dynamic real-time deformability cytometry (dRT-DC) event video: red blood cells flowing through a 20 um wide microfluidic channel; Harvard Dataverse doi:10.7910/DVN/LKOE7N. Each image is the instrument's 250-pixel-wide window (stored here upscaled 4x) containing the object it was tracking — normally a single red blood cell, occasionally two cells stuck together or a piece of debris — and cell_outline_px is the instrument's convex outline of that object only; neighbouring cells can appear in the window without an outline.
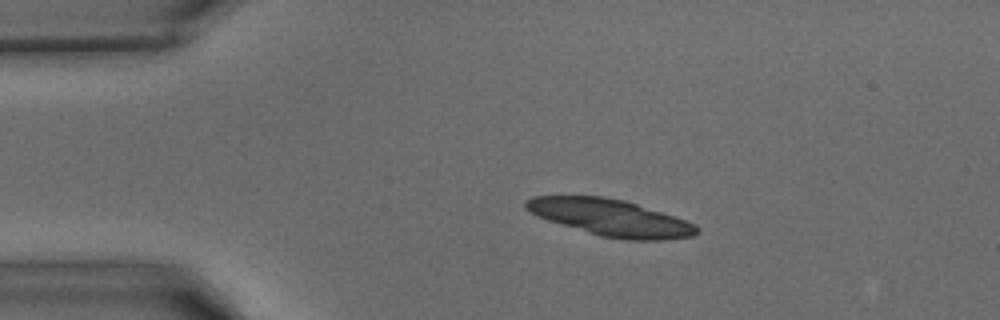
{"species": "common noctule bat (a hibernating species)", "species_latin": "Nyctalus noctula", "temperature_condition": "warm", "stored_images_in_passage": 34, "camera_frame_rate_fps": 3000, "um_per_image_px": 0.085, "animal": {"sex": "male", "body_mass_g": 15.6}, "frame": {"image": 1, "passage_image": 1, "time_ms": 0.0, "image_size_px": [1000, 320], "cell_outline_px": [[700, 232], [692, 236], [664, 240], [628, 240], [600, 236], [548, 220], [536, 216], [528, 212], [524, 208], [524, 200], [532, 196], [604, 196], [624, 200], [696, 224], [700, 228]], "centroid_in_image_um": [51.85, 18.5], "position_along_channel_um": 33.1, "area_um2": 36.41}}